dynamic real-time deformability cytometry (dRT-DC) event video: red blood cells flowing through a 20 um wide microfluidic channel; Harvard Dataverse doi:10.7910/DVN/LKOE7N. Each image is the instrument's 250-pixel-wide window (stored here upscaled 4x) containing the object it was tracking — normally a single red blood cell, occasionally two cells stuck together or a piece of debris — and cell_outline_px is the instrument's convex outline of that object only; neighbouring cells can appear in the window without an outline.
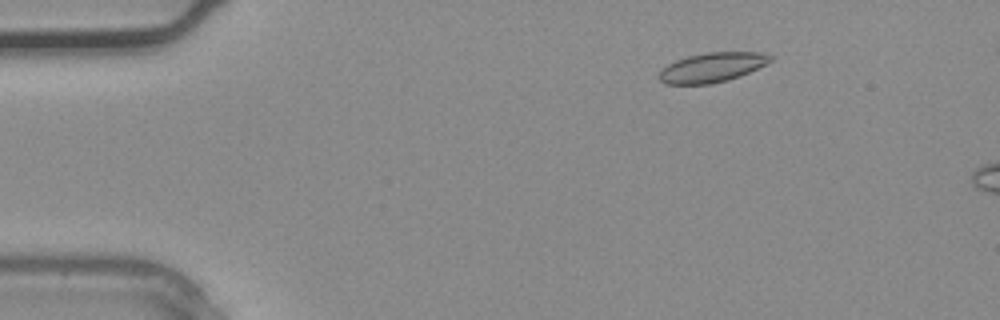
{"species": "common noctule bat (a hibernating species)", "species_latin": "Nyctalus noctula", "temperature_condition": "warm", "stored_images_in_passage": 4, "camera_frame_rate_fps": 3000, "um_per_image_px": 0.085, "animal": {"sex": "male", "body_mass_g": 20.4}, "frame": {"image": 1, "passage_image": 2, "time_ms": 0.333, "image_size_px": [1000, 320], "cell_outline_px": [[772, 60], [740, 76], [728, 80], [712, 84], [664, 84], [656, 76], [668, 64], [676, 60], [688, 56], [708, 52], [764, 52], [772, 56]], "centroid_in_image_um": [60.5, 5.73], "position_along_channel_um": 24.5, "area_um2": 19.07}}